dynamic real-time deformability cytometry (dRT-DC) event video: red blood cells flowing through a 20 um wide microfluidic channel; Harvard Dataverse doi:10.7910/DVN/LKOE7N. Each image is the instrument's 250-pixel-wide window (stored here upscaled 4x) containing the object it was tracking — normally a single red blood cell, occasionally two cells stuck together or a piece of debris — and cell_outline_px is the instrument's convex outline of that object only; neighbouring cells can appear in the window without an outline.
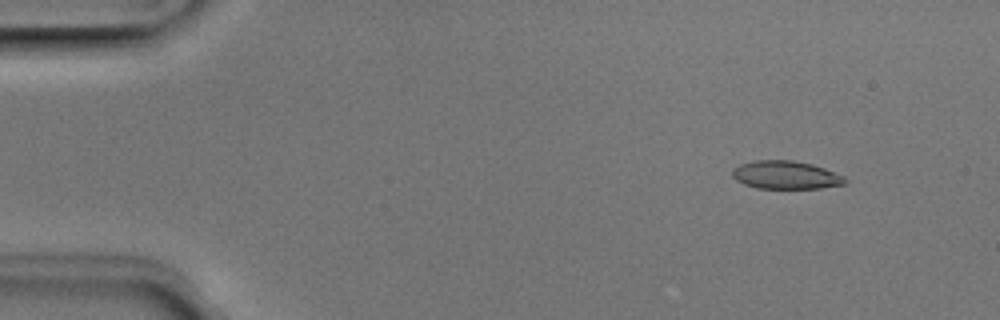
{"species": "Egyptian fruit bat (a non-hibernating species)", "species_latin": "Rousettus aegyptiacus", "temperature_condition": "room temperature", "stored_images_in_passage": 4, "camera_frame_rate_fps": 3000, "um_per_image_px": 0.085, "animal": {"sex": "male"}, "frame": {"image": 1, "passage_image": 2, "time_ms": 0.333, "image_size_px": [1000, 320], "cell_outline_px": [[848, 184], [820, 188], [756, 188], [744, 184], [736, 180], [732, 176], [732, 168], [740, 164], [756, 160], [792, 160], [812, 164], [824, 168], [844, 176], [848, 180]], "centroid_in_image_um": [66.8, 14.87], "position_along_channel_um": 18.2, "area_um2": 18.61}}